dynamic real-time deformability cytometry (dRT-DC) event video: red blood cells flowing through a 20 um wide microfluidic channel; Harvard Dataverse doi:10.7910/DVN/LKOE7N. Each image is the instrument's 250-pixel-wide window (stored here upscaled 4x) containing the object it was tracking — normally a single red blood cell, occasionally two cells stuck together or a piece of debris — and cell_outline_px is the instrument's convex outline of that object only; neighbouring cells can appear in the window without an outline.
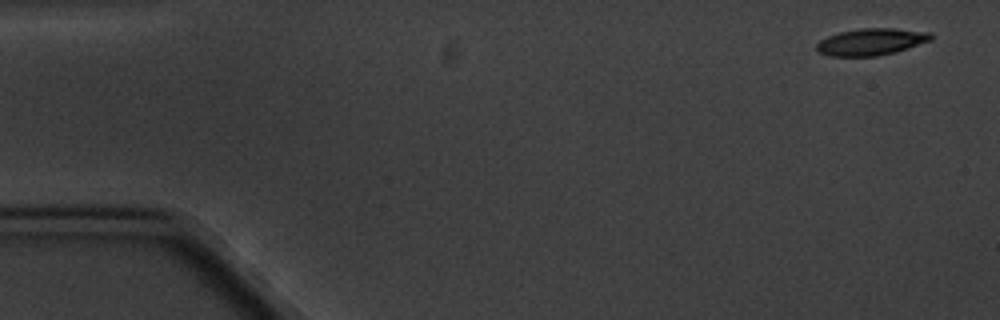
{"species": "common noctule bat (a hibernating species)", "species_latin": "Nyctalus noctula", "temperature_condition": "cold", "stored_images_in_passage": 6, "camera_frame_rate_fps": 3000, "um_per_image_px": 0.085, "animal": {"sex": "male", "body_mass_g": 20.1, "forearm_length_mm": 53.5}, "frame": {"image": 1, "passage_image": 1, "time_ms": 0.0, "image_size_px": [1000, 320], "cell_outline_px": [[932, 40], [896, 52], [876, 56], [828, 56], [816, 52], [816, 44], [820, 40], [828, 36], [840, 32], [860, 28], [892, 28], [932, 32]], "centroid_in_image_um": [74.04, 3.56], "position_along_channel_um": 11.0, "area_um2": 18.03}}
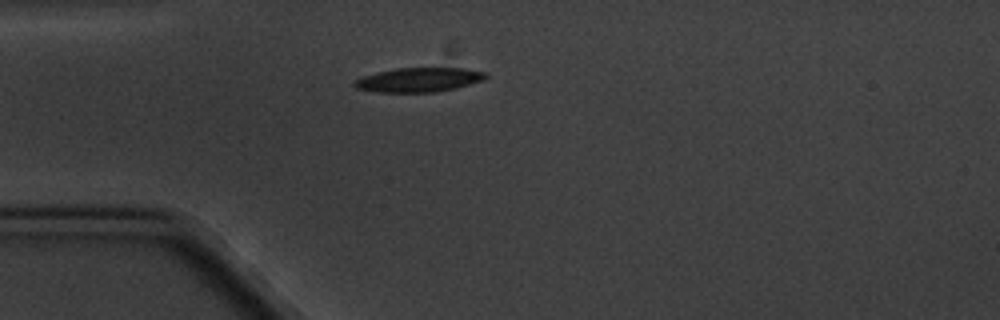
{"frame": {"image": 2, "passage_image": 4, "time_ms": 4.333, "image_size_px": [1000, 320], "cell_outline_px": [[488, 76], [484, 80], [452, 88], [432, 92], [380, 92], [356, 88], [352, 84], [356, 80], [364, 76], [396, 68], [464, 68], [488, 72]], "centroid_in_image_um": [35.63, 6.77], "position_along_channel_um": 49.4, "area_um2": 18.26}}